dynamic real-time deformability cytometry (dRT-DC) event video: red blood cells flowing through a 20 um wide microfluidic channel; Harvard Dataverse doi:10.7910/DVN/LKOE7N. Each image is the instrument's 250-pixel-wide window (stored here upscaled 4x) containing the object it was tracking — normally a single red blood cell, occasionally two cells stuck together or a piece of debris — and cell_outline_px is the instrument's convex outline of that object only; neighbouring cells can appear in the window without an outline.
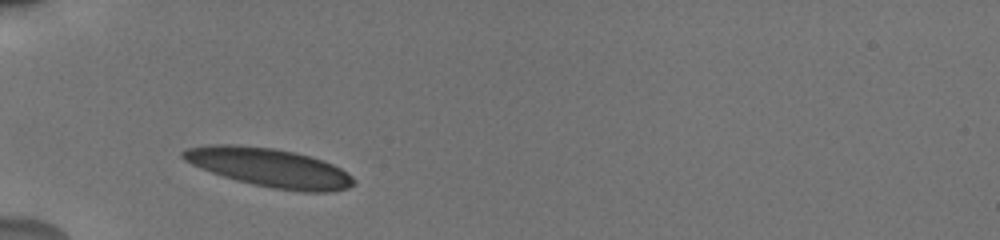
{"species": "human", "species_latin": "Homo sapiens", "temperature_condition": "cold", "stored_images_in_passage": 31, "camera_frame_rate_fps": 3000, "um_per_image_px": 0.085, "donor": {"sex": "male"}, "frame": {"image": 1, "passage_image": 1, "time_ms": 0.0, "image_size_px": [1000, 240], "cell_outline_px": [[356, 184], [348, 188], [332, 192], [300, 192], [272, 188], [252, 184], [236, 180], [200, 168], [184, 160], [180, 156], [180, 152], [188, 148], [208, 144], [236, 144], [272, 148], [296, 152], [324, 160], [340, 168], [352, 176], [356, 180]], "centroid_in_image_um": [22.92, 14.25], "position_along_channel_um": 62.1, "area_um2": 38.78}}
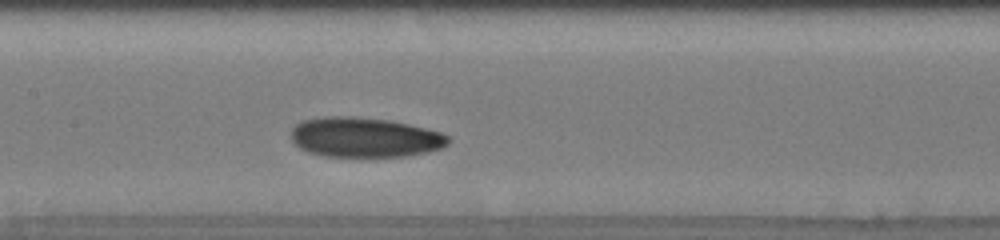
{"frame": {"image": 2, "passage_image": 11, "time_ms": 3.333, "image_size_px": [1000, 240], "cell_outline_px": [[452, 140], [448, 144], [440, 148], [428, 152], [408, 156], [324, 156], [308, 152], [300, 148], [292, 140], [292, 128], [296, 124], [304, 120], [324, 116], [352, 116], [392, 120], [444, 132]], "centroid_in_image_um": [31.04, 11.66], "position_along_channel_um": 176.4, "area_um2": 36.76}}
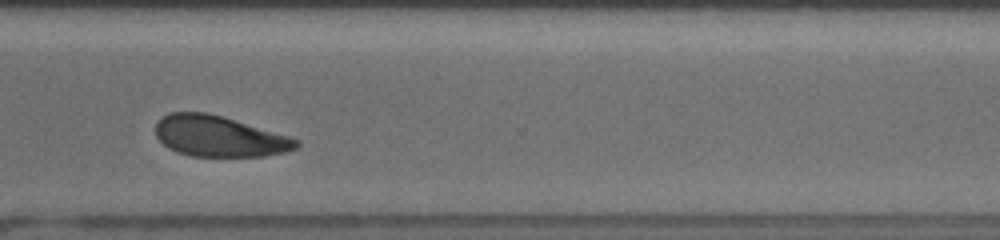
{"frame": {"image": 3, "passage_image": 25, "time_ms": 8.0, "image_size_px": [1000, 240], "cell_outline_px": [[300, 144], [296, 148], [284, 152], [264, 156], [192, 156], [176, 152], [168, 148], [156, 136], [156, 120], [160, 116], [168, 112], [208, 112], [224, 116], [288, 136], [300, 140]], "centroid_in_image_um": [18.59, 11.57], "position_along_channel_um": 352.0, "area_um2": 33.64}, "authors_computed_cell_mechanics": {"area_um2": 35.836, "velocity_mm_per_s": 3.7598, "shape_relaxation_time_tau1_ms": 3.4827, "shape_relaxation_time_tau2_ms": 5.1322, "deformation_change_tau1": 0.1006, "deformation_change_tau2": 0.1028}}